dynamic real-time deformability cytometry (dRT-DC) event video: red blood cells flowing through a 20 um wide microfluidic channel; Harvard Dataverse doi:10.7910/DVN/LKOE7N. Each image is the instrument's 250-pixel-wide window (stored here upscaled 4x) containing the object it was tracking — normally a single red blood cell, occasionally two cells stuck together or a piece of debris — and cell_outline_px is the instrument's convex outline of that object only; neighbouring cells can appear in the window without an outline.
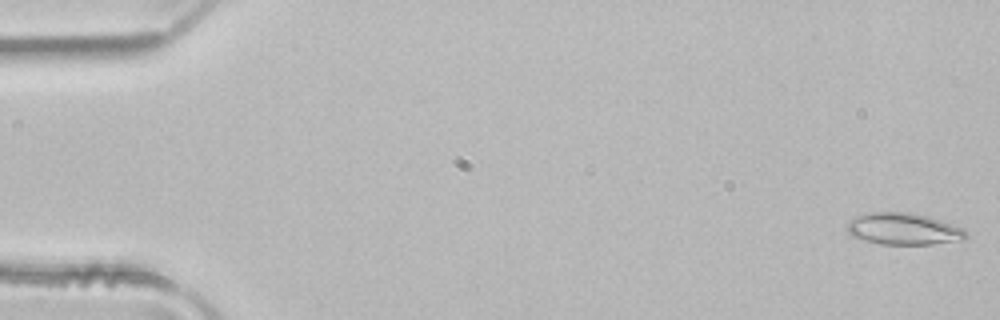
{"species": "common noctule bat (a hibernating species)", "species_latin": "Nyctalus noctula", "temperature_condition": "room temperature", "stored_images_in_passage": 14, "camera_frame_rate_fps": 3000, "um_per_image_px": 0.085, "animal": {"sex": "male", "body_mass_g": 21.5, "forearm_length_mm": 52.0}, "frame": {"image": 1, "passage_image": 1, "time_ms": 0.0, "image_size_px": [1000, 320], "cell_outline_px": [[968, 236], [964, 240], [932, 244], [880, 244], [864, 240], [852, 236], [848, 232], [848, 224], [852, 220], [864, 212], [912, 212], [928, 216], [964, 228]], "centroid_in_image_um": [76.84, 19.45], "position_along_channel_um": 8.2, "area_um2": 22.02}}